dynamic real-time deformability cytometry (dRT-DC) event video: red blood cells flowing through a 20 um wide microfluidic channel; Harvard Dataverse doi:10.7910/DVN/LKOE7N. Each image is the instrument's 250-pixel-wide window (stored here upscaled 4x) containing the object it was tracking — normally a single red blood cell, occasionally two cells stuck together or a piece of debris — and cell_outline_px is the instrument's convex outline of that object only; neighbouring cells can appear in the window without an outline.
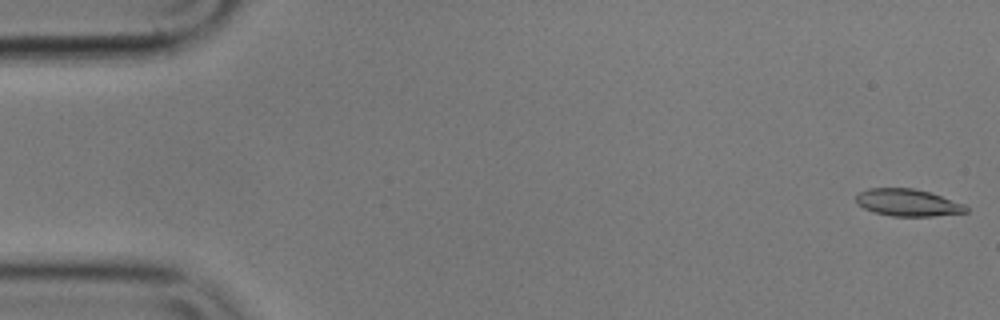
{"species": "common noctule bat (a hibernating species)", "species_latin": "Nyctalus noctula", "temperature_condition": "cold", "stored_images_in_passage": 7, "camera_frame_rate_fps": 3000, "um_per_image_px": 0.085, "animal": {"sex": "male", "body_mass_g": 17.9}, "frame": {"image": 1, "passage_image": 1, "time_ms": 0.0, "image_size_px": [1000, 320], "cell_outline_px": [[968, 212], [932, 216], [892, 216], [872, 212], [864, 208], [856, 200], [856, 196], [860, 192], [868, 188], [912, 188], [928, 192], [964, 204], [968, 208]], "centroid_in_image_um": [77.15, 17.23], "position_along_channel_um": 7.9, "area_um2": 17.17}}